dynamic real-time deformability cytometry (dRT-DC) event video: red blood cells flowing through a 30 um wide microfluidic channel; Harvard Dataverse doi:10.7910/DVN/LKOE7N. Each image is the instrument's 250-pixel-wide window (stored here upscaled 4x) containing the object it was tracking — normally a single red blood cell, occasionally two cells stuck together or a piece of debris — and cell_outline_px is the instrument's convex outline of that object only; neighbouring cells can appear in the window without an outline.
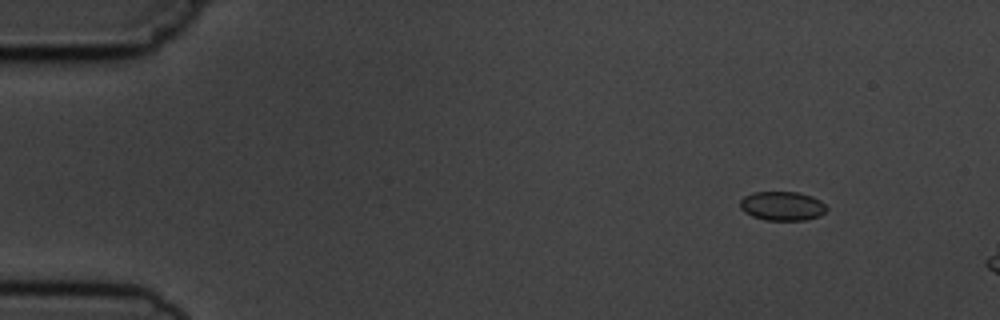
{"species": "common noctule bat (a hibernating species)", "species_latin": "Nyctalus noctula", "temperature_condition": "cold", "stored_images_in_passage": 4, "camera_frame_rate_fps": 3000, "um_per_image_px": 0.085, "animal": {"sex": "male", "body_mass_g": 19.5, "forearm_length_mm": 54.6}, "frame": {"image": 1, "passage_image": 1, "time_ms": 0.0, "image_size_px": [1000, 320], "cell_outline_px": [[828, 208], [820, 216], [804, 220], [764, 220], [752, 216], [744, 212], [740, 208], [740, 200], [744, 196], [752, 192], [800, 192], [812, 196], [820, 200]], "centroid_in_image_um": [66.48, 17.5], "position_along_channel_um": 18.5, "area_um2": 14.8}}